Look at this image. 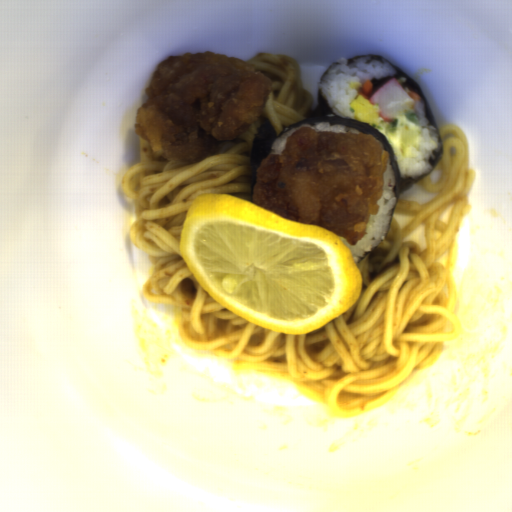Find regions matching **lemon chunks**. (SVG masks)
Segmentation results:
<instances>
[{"mask_svg": "<svg viewBox=\"0 0 512 512\" xmlns=\"http://www.w3.org/2000/svg\"><path fill=\"white\" fill-rule=\"evenodd\" d=\"M179 252L213 300L280 334L320 329L362 292V274L336 233L229 193L191 202Z\"/></svg>", "mask_w": 512, "mask_h": 512, "instance_id": "obj_1", "label": "lemon chunks"}]
</instances>
